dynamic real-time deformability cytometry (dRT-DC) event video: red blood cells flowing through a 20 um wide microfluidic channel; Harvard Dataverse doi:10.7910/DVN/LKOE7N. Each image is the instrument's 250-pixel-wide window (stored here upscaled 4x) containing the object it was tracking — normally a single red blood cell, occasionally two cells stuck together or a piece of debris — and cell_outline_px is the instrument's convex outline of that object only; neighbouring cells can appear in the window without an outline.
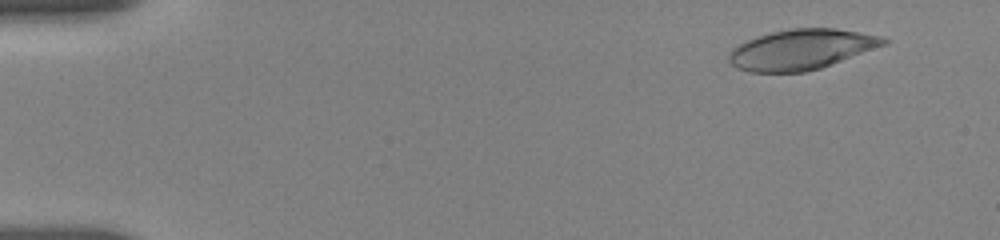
{"species": "human", "species_latin": "Homo sapiens", "temperature_condition": "room temperature", "stored_images_in_passage": 55, "camera_frame_rate_fps": 3000, "um_per_image_px": 0.085, "donor": {"sex": "female"}, "frame": {"image": 1, "passage_image": 5, "time_ms": 1.333, "image_size_px": [1000, 240], "cell_outline_px": [[888, 44], [832, 64], [820, 68], [804, 72], [748, 72], [736, 68], [728, 60], [728, 52], [736, 44], [772, 32], [792, 28], [832, 28], [880, 36], [888, 40]], "centroid_in_image_um": [68.08, 4.21], "position_along_channel_um": 16.9, "area_um2": 36.18}}
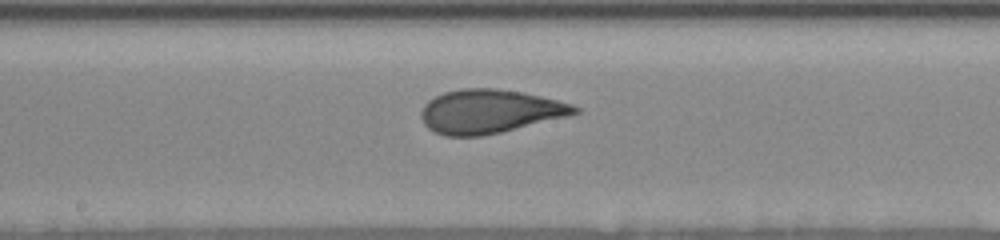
{"frame": {"image": 2, "passage_image": 30, "time_ms": 9.667, "image_size_px": [1000, 240], "cell_outline_px": [[580, 112], [568, 116], [500, 132], [480, 136], [444, 136], [428, 128], [424, 124], [420, 116], [420, 112], [424, 104], [428, 100], [444, 92], [460, 88], [496, 88], [524, 92], [572, 104], [580, 108]], "centroid_in_image_um": [41.59, 9.46], "position_along_channel_um": 206.6, "area_um2": 39.13}}
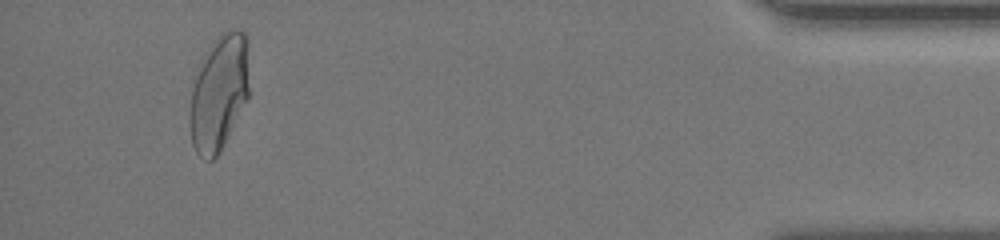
{"frame": {"image": 3, "passage_image": 52, "time_ms": 17.0, "image_size_px": [1000, 240], "cell_outline_px": [[248, 100], [220, 152], [212, 160], [208, 160], [200, 156], [196, 152], [192, 144], [188, 120], [188, 112], [192, 88], [204, 52], [212, 40], [228, 28], [236, 28], [244, 32], [248, 36]], "centroid_in_image_um": [18.61, 7.85], "position_along_channel_um": 416.6, "area_um2": 40.92}, "authors_computed_cell_mechanics": {"area_um2": 38.9572, "velocity_mm_per_s": 3.6753, "shape_relaxation_time_tau1_ms": 4.9242, "shape_relaxation_time_tau2_ms": 0.89, "deformation_change_tau1": 0.1859, "deformation_change_tau2": 0.0762}}